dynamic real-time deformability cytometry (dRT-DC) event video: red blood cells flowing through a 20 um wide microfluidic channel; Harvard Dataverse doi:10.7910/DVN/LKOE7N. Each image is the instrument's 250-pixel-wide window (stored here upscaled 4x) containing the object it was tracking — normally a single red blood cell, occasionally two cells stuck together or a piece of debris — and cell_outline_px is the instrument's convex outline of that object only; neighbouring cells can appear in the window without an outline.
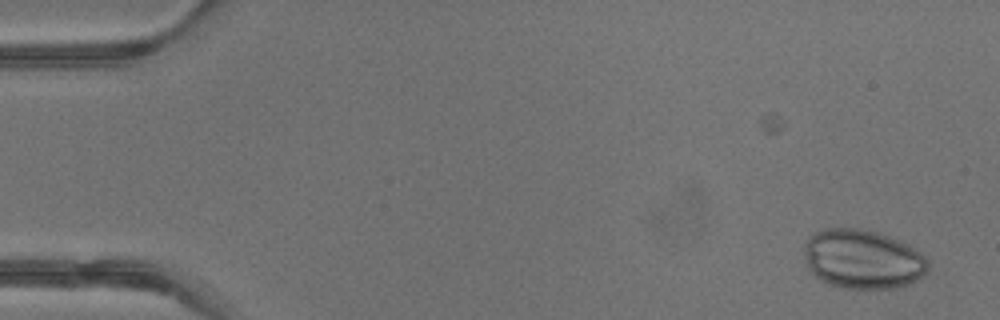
{"species": "common noctule bat (a hibernating species)", "species_latin": "Nyctalus noctula", "temperature_condition": "warm", "stored_images_in_passage": 9, "camera_frame_rate_fps": 3000, "um_per_image_px": 0.085, "animal": {"sex": "male", "body_mass_g": 13.3}, "frame": {"image": 1, "passage_image": 1, "time_ms": 0.0, "image_size_px": [1000, 320], "cell_outline_px": [[928, 268], [924, 276], [908, 284], [896, 288], [840, 288], [828, 284], [820, 280], [808, 268], [804, 256], [804, 244], [808, 236], [824, 228], [860, 228], [880, 232], [900, 240], [916, 248], [928, 260]], "centroid_in_image_um": [73.33, 22.02], "position_along_channel_um": 11.7, "area_um2": 43.35}}